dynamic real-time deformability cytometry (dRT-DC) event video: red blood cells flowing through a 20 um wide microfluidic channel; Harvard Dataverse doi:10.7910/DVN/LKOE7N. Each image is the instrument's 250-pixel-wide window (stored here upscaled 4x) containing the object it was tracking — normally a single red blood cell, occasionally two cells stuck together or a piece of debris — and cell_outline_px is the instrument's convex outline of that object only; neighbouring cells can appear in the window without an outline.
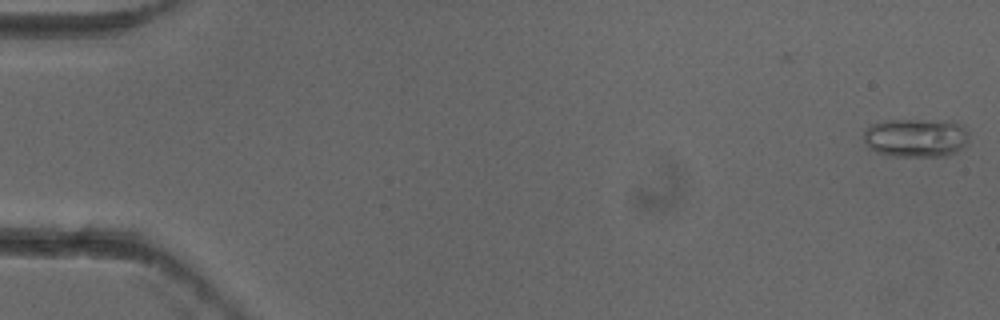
{"species": "common noctule bat (a hibernating species)", "species_latin": "Nyctalus noctula", "temperature_condition": "cold", "stored_images_in_passage": 2, "camera_frame_rate_fps": 3000, "um_per_image_px": 0.085, "animal": {"sex": "female"}, "frame": {"image": 1, "passage_image": 2, "time_ms": 0.333, "image_size_px": [1000, 320], "cell_outline_px": [[968, 140], [956, 152], [948, 156], [888, 156], [876, 152], [868, 148], [864, 140], [864, 132], [872, 124], [884, 120], [948, 120], [960, 124], [968, 132]], "centroid_in_image_um": [77.84, 11.71], "position_along_channel_um": 7.2, "area_um2": 23.93}}